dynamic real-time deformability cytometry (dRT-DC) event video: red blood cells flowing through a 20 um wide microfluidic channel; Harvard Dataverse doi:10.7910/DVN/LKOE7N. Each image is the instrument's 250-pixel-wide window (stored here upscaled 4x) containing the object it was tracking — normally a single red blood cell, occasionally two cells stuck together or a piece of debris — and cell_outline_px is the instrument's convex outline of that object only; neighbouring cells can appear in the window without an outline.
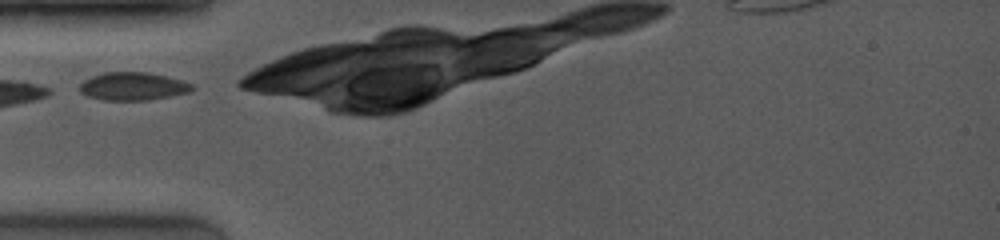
{"species": "common noctule bat (a hibernating species)", "species_latin": "Nyctalus noctula", "temperature_condition": "room temperature", "stored_images_in_passage": 8, "camera_frame_rate_fps": 4000, "um_per_image_px": 0.085, "animal": {"sex": "female", "body_mass_g": 19.0, "forearm_length_mm": 53.3}, "frame": {"image": 1, "passage_image": 1, "time_ms": 0.0, "image_size_px": [1000, 240], "cell_outline_px": [[196, 88], [188, 92], [148, 100], [104, 100], [88, 96], [80, 92], [80, 84], [84, 80], [92, 76], [104, 72], [148, 72], [180, 80], [192, 84]], "centroid_in_image_um": [11.27, 7.33], "position_along_channel_um": 73.7, "area_um2": 18.15}}